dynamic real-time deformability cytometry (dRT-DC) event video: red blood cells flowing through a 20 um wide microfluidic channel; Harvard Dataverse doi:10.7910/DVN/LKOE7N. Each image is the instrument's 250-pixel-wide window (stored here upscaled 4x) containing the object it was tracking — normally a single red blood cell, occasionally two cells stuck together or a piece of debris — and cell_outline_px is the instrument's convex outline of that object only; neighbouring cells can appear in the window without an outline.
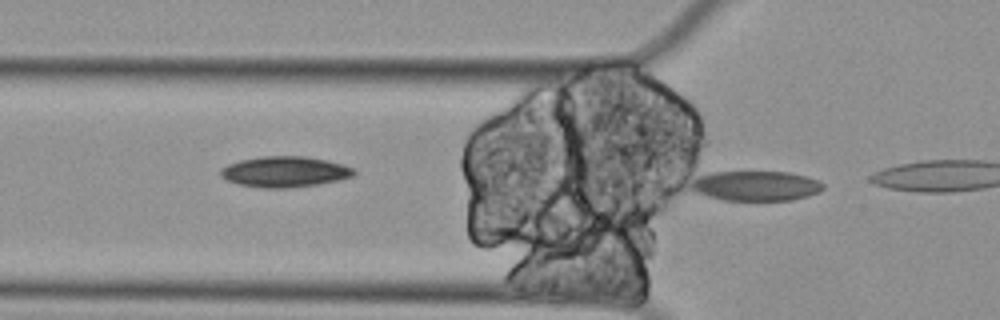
{"species": "Egyptian fruit bat (a non-hibernating species)", "species_latin": "Rousettus aegyptiacus", "temperature_condition": "cold", "stored_images_in_passage": 6, "segment_of_instrument_passage": [2, 2], "camera_frame_rate_fps": 3000, "um_per_image_px": 0.085, "animal": {"sex": "female"}, "frame": {"image": 1, "passage_image": 6, "time_ms": 1.667, "image_size_px": [1000, 320], "cell_outline_px": [[824, 188], [820, 192], [808, 196], [792, 200], [724, 200], [708, 196], [696, 192], [692, 188], [692, 180], [700, 176], [712, 172], [788, 172], [804, 176], [816, 180], [824, 184]], "centroid_in_image_um": [64.27, 15.8], "position_along_channel_um": 61.5, "area_um2": 22.77}}